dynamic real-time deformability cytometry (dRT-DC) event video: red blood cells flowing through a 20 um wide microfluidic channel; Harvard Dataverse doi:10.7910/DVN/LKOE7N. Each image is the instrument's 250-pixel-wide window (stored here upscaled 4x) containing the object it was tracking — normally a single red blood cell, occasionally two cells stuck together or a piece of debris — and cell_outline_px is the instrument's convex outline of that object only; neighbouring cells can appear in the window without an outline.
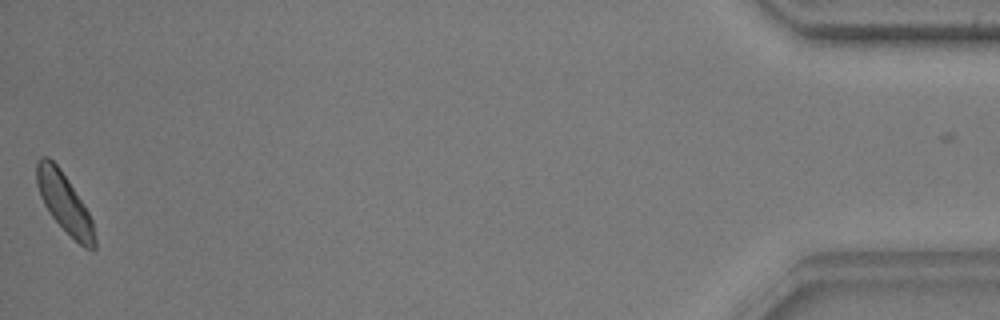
{"species": "common noctule bat (a hibernating species)", "species_latin": "Nyctalus noctula", "temperature_condition": "warm", "stored_images_in_passage": 56, "camera_frame_rate_fps": 3000, "um_per_image_px": 0.085, "animal": {"sex": "male", "body_mass_g": 17.9, "forearm_length_mm": 54.2}, "frame": {"image": 1, "passage_image": 55, "time_ms": 18.0, "image_size_px": [1000, 320], "cell_outline_px": [[96, 248], [84, 248], [52, 216], [44, 204], [40, 196], [36, 184], [36, 164], [40, 156], [48, 156], [60, 168], [84, 204], [92, 220], [96, 240]], "centroid_in_image_um": [5.46, 17.2], "position_along_channel_um": 429.7, "area_um2": 19.71}, "authors_computed_cell_mechanics": {"area_um2": 20.0566, "velocity_mm_per_s": 3.7209, "shape_relaxation_time_tau1_ms": 1.4987, "shape_relaxation_time_tau2_ms": 3.158, "deformation_change_tau1": 0.1128, "deformation_change_tau2": 0.0893}}